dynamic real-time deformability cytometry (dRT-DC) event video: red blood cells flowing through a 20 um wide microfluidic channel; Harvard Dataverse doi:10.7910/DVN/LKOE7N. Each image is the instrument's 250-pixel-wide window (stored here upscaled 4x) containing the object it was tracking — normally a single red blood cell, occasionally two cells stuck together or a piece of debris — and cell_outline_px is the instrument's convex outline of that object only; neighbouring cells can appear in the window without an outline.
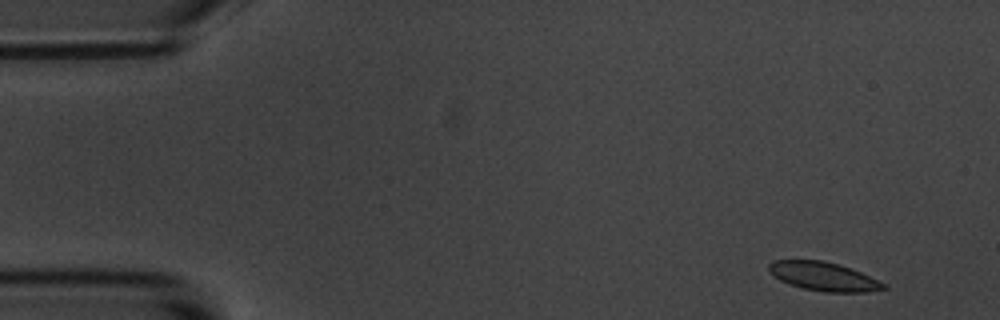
{"species": "common noctule bat (a hibernating species)", "species_latin": "Nyctalus noctula", "temperature_condition": "room temperature", "stored_images_in_passage": 8, "camera_frame_rate_fps": 3000, "um_per_image_px": 0.085, "animal": {"sex": "male", "body_mass_g": 20.1, "forearm_length_mm": 53.5}, "frame": {"image": 1, "passage_image": 1, "time_ms": 0.0, "image_size_px": [1000, 320], "cell_outline_px": [[888, 288], [868, 292], [824, 292], [804, 288], [788, 284], [780, 280], [768, 268], [768, 264], [772, 260], [824, 260], [840, 264], [852, 268], [888, 284]], "centroid_in_image_um": [70.06, 23.49], "position_along_channel_um": 14.9, "area_um2": 19.36}}
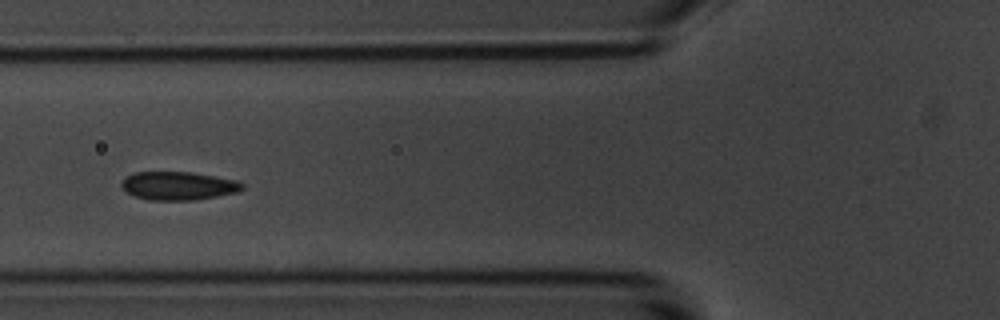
{"frame": {"image": 2, "passage_image": 6, "time_ms": 5.667, "image_size_px": [1000, 320], "cell_outline_px": [[244, 188], [236, 192], [196, 200], [148, 200], [136, 196], [128, 192], [120, 184], [128, 176], [136, 172], [192, 172], [236, 180], [244, 184]], "centroid_in_image_um": [15.19, 15.79], "position_along_channel_um": 110.6, "area_um2": 19.71}}
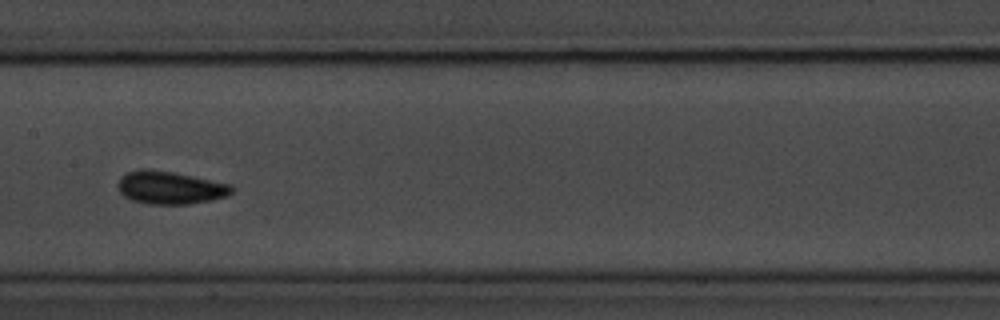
{"frame": {"image": 3, "passage_image": 8, "time_ms": 8.0, "image_size_px": [1000, 320], "cell_outline_px": [[232, 192], [228, 196], [212, 200], [188, 204], [148, 204], [132, 200], [124, 196], [120, 192], [116, 184], [120, 176], [128, 172], [144, 168], [148, 168], [172, 172], [232, 184]], "centroid_in_image_um": [14.44, 15.95], "position_along_channel_um": 193.0, "area_um2": 21.91}}